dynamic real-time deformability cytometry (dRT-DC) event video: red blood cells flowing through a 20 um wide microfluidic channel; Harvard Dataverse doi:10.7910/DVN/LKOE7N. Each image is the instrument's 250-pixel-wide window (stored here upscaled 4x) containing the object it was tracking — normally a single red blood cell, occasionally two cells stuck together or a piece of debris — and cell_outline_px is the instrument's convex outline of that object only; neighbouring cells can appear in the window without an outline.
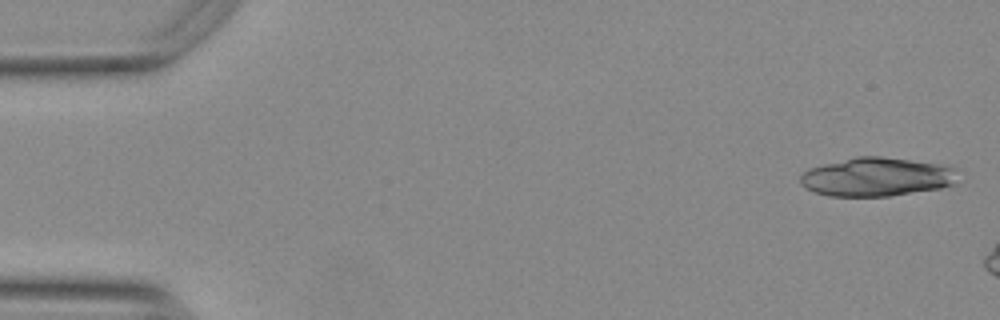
{"species": "Egyptian fruit bat (a non-hibernating species)", "species_latin": "Rousettus aegyptiacus", "temperature_condition": "warm", "stored_images_in_passage": 15, "camera_frame_rate_fps": 3000, "um_per_image_px": 0.085, "animal": {"sex": "female"}, "frame": {"image": 1, "passage_image": 1, "time_ms": 0.0, "image_size_px": [1000, 320], "cell_outline_px": [[956, 184], [940, 188], [888, 196], [828, 196], [816, 192], [800, 184], [800, 176], [808, 168], [856, 156], [880, 156], [936, 164], [952, 168]], "centroid_in_image_um": [74.44, 15.04], "position_along_channel_um": 10.6, "area_um2": 34.97}}